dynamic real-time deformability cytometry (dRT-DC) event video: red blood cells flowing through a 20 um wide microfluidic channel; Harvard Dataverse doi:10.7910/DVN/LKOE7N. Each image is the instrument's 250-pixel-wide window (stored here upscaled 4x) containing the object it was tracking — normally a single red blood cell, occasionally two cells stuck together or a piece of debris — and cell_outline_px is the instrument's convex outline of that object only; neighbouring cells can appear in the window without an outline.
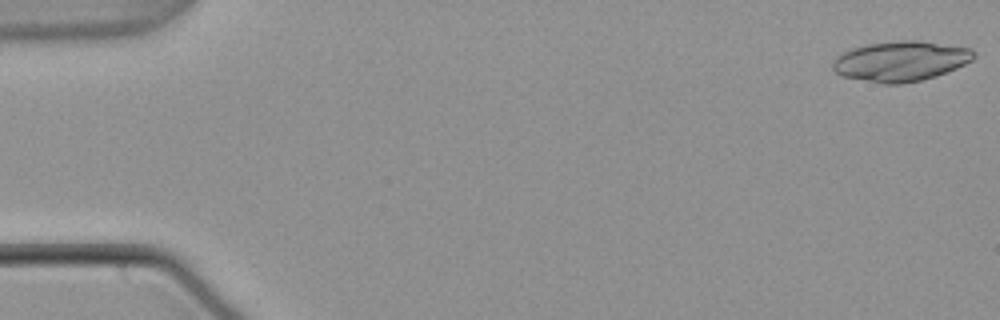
{"species": "common noctule bat (a hibernating species)", "species_latin": "Nyctalus noctula", "temperature_condition": "warm", "stored_images_in_passage": 15, "camera_frame_rate_fps": 3000, "um_per_image_px": 0.085, "animal": {"sex": "male", "body_mass_g": 21.5, "forearm_length_mm": 52.0}, "frame": {"image": 1, "passage_image": 1, "time_ms": 0.0, "image_size_px": [1000, 320], "cell_outline_px": [[976, 56], [972, 60], [956, 68], [936, 76], [920, 80], [900, 84], [884, 84], [840, 76], [832, 68], [832, 60], [836, 56], [852, 48], [868, 44], [900, 40], [920, 40], [972, 48], [976, 52]], "centroid_in_image_um": [76.56, 5.19], "position_along_channel_um": 8.4, "area_um2": 33.18}}